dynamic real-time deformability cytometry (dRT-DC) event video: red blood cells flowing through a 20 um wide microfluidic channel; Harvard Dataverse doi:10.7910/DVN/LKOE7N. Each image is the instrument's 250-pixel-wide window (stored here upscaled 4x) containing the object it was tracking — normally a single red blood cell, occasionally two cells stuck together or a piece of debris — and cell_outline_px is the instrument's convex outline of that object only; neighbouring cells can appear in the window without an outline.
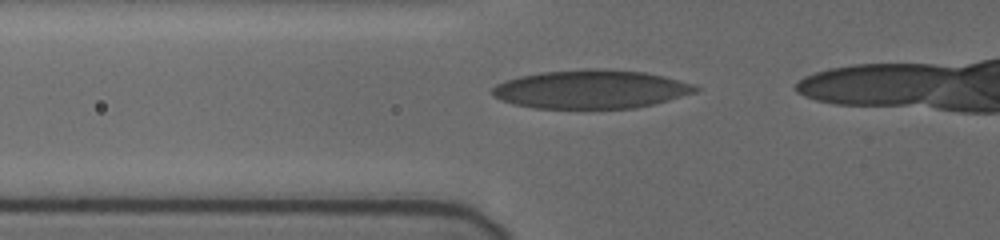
{"species": "human", "species_latin": "Homo sapiens", "temperature_condition": "cold", "stored_images_in_passage": 46, "camera_frame_rate_fps": 3000, "um_per_image_px": 0.085, "donor": {"sex": "female"}, "frame": {"image": 1, "passage_image": 13, "time_ms": 4.0, "image_size_px": [1000, 240], "cell_outline_px": [[700, 88], [696, 92], [668, 100], [636, 108], [532, 108], [512, 104], [500, 100], [492, 96], [492, 88], [496, 84], [504, 80], [520, 76], [540, 72], [588, 68], [608, 68], [644, 72], [664, 76], [692, 84]], "centroid_in_image_um": [50.18, 7.58], "position_along_channel_um": 75.6, "area_um2": 45.95}}
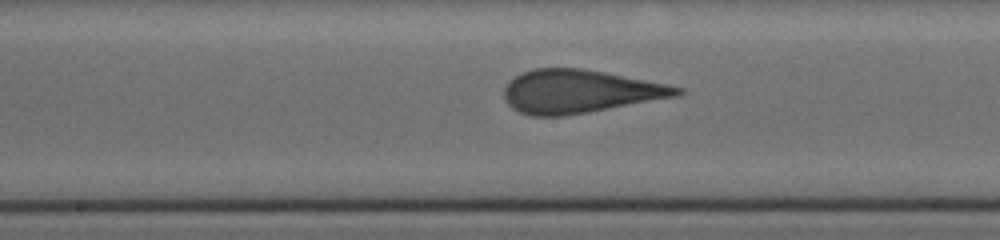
{"frame": {"image": 2, "passage_image": 23, "time_ms": 7.333, "image_size_px": [1000, 240], "cell_outline_px": [[684, 92], [680, 96], [588, 112], [564, 116], [532, 116], [520, 112], [512, 108], [504, 100], [504, 88], [508, 80], [520, 72], [536, 68], [580, 68], [604, 72], [668, 84], [684, 88]], "centroid_in_image_um": [49.26, 7.77], "position_along_channel_um": 198.9, "area_um2": 43.81}}
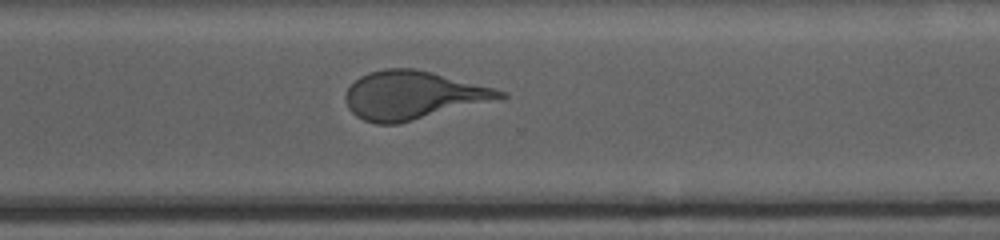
{"frame": {"image": 3, "passage_image": 34, "time_ms": 11.0, "image_size_px": [1000, 240], "cell_outline_px": [[508, 96], [396, 124], [376, 124], [364, 120], [356, 116], [348, 108], [344, 96], [348, 88], [360, 76], [368, 72], [384, 68], [412, 68], [432, 72], [508, 92]], "centroid_in_image_um": [35.02, 8.08], "position_along_channel_um": 335.6, "area_um2": 42.71}}